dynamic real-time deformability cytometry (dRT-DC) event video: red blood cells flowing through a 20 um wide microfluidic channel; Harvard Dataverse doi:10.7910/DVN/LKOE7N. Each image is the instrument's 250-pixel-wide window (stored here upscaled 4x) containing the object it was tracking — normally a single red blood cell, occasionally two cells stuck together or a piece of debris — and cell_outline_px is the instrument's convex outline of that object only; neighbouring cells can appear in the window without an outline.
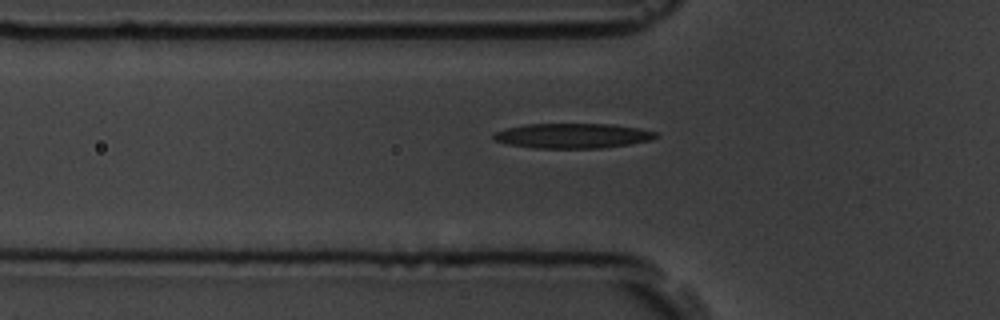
{"species": "common noctule bat (a hibernating species)", "species_latin": "Nyctalus noctula", "temperature_condition": "room temperature", "stored_images_in_passage": 5, "camera_frame_rate_fps": 3000, "um_per_image_px": 0.085, "animal": {"sex": "male", "body_mass_g": 19.5, "forearm_length_mm": 54.6}, "frame": {"image": 1, "passage_image": 5, "time_ms": 5.333, "image_size_px": [1000, 320], "cell_outline_px": [[660, 136], [652, 140], [628, 144], [600, 148], [532, 148], [508, 144], [496, 140], [492, 136], [492, 132], [504, 128], [524, 124], [612, 124], [640, 128], [656, 132]], "centroid_in_image_um": [48.66, 11.53], "position_along_channel_um": 77.1, "area_um2": 23.76}}